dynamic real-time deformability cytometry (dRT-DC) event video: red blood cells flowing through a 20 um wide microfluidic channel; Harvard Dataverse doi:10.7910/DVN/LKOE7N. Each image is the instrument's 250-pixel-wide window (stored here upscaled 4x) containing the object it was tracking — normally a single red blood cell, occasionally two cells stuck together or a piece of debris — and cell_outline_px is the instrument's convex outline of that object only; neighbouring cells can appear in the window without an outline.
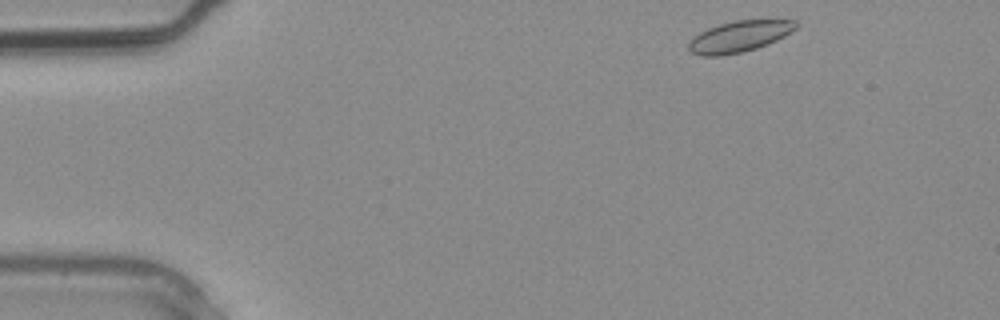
{"species": "common noctule bat (a hibernating species)", "species_latin": "Nyctalus noctula", "temperature_condition": "warm", "stored_images_in_passage": 2, "segment_of_instrument_passage": [2, 2], "camera_frame_rate_fps": 3000, "um_per_image_px": 0.085, "animal": {"sex": "male", "body_mass_g": 20.4}, "frame": {"image": 1, "passage_image": 2, "time_ms": 0.333, "image_size_px": [1000, 320], "cell_outline_px": [[800, 24], [796, 28], [784, 36], [776, 40], [756, 48], [740, 52], [720, 56], [704, 56], [692, 52], [688, 48], [688, 44], [692, 36], [708, 28], [720, 24], [736, 20], [796, 20]], "centroid_in_image_um": [62.83, 3.09], "position_along_channel_um": 22.2, "area_um2": 19.31}}